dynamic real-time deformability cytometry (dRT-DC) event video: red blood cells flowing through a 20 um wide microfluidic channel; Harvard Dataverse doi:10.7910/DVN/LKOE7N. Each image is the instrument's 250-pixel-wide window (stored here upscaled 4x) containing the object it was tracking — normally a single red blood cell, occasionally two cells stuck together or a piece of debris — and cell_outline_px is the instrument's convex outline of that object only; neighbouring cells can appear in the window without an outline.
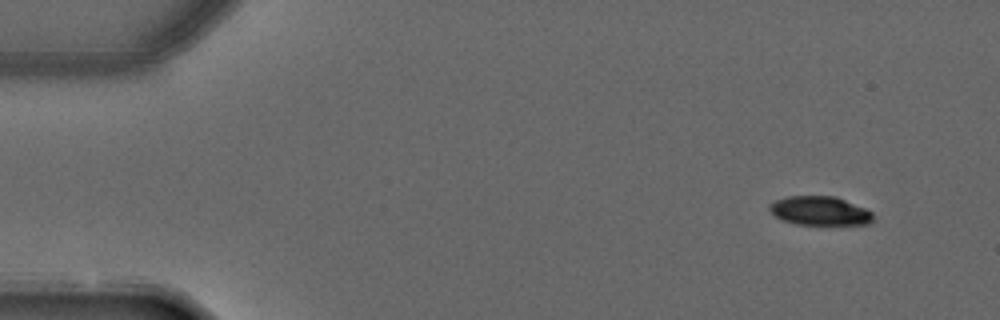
{"species": "common noctule bat (a hibernating species)", "species_latin": "Nyctalus noctula", "temperature_condition": "warm", "stored_images_in_passage": 3, "camera_frame_rate_fps": 3000, "um_per_image_px": 0.085, "animal": {"sex": "male", "forearm_length_mm": 52.5}, "frame": {"image": 1, "passage_image": 1, "time_ms": 0.0, "image_size_px": [1000, 320], "cell_outline_px": [[876, 216], [868, 224], [796, 224], [780, 220], [768, 208], [768, 204], [776, 200], [788, 196], [836, 196], [864, 208], [872, 212]], "centroid_in_image_um": [69.67, 17.92], "position_along_channel_um": 15.3, "area_um2": 17.46}}
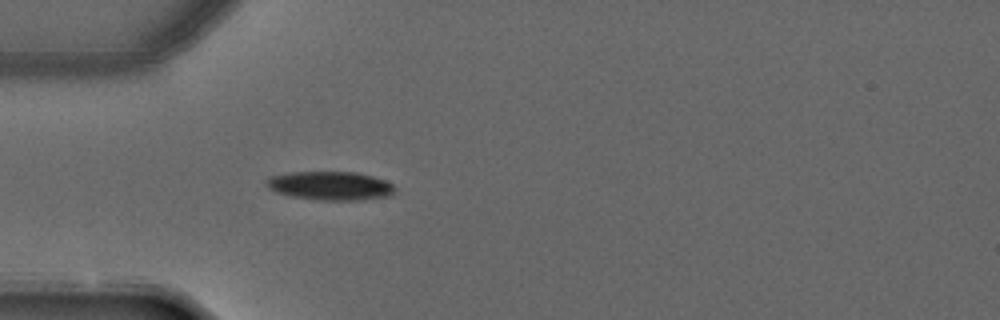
{"frame": {"image": 2, "passage_image": 3, "time_ms": 0.667, "image_size_px": [1000, 320], "cell_outline_px": [[396, 188], [392, 196], [356, 200], [320, 200], [292, 196], [276, 192], [268, 188], [268, 180], [272, 176], [292, 172], [356, 172], [372, 176], [384, 180], [392, 184]], "centroid_in_image_um": [28.13, 15.79], "position_along_channel_um": 56.9, "area_um2": 21.27}}